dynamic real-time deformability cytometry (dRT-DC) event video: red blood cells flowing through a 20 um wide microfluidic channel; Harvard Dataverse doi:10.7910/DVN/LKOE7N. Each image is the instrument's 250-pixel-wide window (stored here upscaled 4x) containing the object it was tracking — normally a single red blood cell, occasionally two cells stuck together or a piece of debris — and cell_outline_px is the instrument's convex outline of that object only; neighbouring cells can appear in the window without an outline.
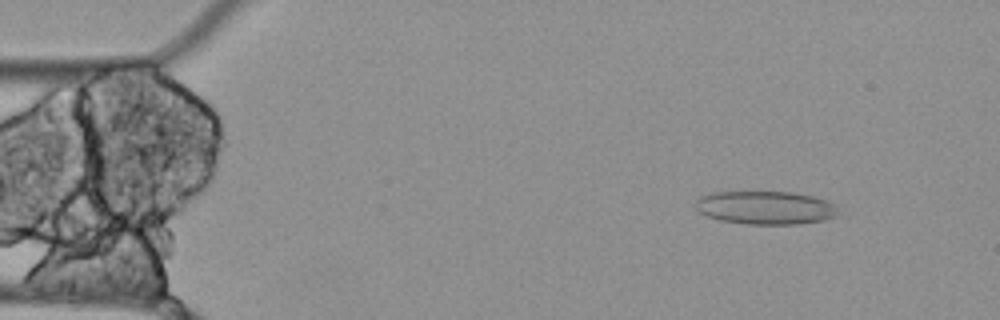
{"species": "Egyptian fruit bat (a non-hibernating species)", "species_latin": "Rousettus aegyptiacus", "temperature_condition": "cold", "stored_images_in_passage": 56, "camera_frame_rate_fps": 3000, "um_per_image_px": 0.085, "animal": {"sex": "female"}, "frame": {"image": 1, "passage_image": 7, "time_ms": 2.0, "image_size_px": [1000, 320], "cell_outline_px": [[836, 216], [824, 220], [800, 224], [748, 224], [720, 220], [708, 216], [700, 212], [692, 204], [700, 196], [712, 192], [792, 192], [812, 196], [828, 200], [836, 204]], "centroid_in_image_um": [65.05, 17.65], "position_along_channel_um": 19.9, "area_um2": 27.8}}
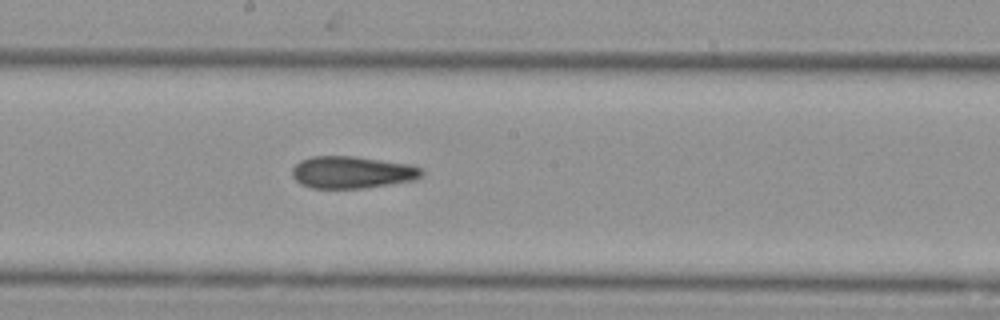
{"frame": {"image": 2, "passage_image": 30, "time_ms": 9.667, "image_size_px": [1000, 320], "cell_outline_px": [[424, 172], [420, 176], [412, 180], [364, 188], [312, 188], [300, 184], [292, 176], [292, 168], [300, 160], [312, 156], [352, 156], [412, 164], [420, 168]], "centroid_in_image_um": [29.89, 14.64], "position_along_channel_um": 218.3, "area_um2": 24.16}}
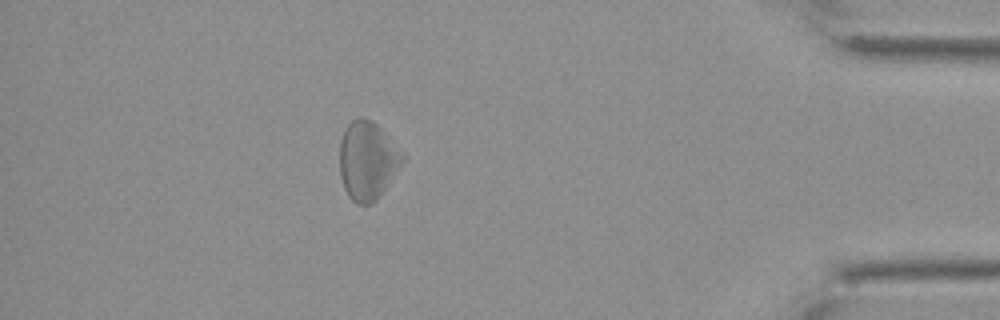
{"frame": {"image": 3, "passage_image": 50, "time_ms": 16.333, "image_size_px": [1000, 320], "cell_outline_px": [[404, 160], [380, 196], [372, 204], [356, 204], [348, 196], [344, 188], [340, 176], [340, 144], [344, 128], [352, 120], [360, 116], [364, 116], [372, 120], [380, 128], [404, 156]], "centroid_in_image_um": [31.2, 13.65], "position_along_channel_um": 404.0, "area_um2": 28.5}, "authors_computed_cell_mechanics": {"area_um2": 27.744, "velocity_mm_per_s": 3.4589, "shape_relaxation_time_tau1_ms": null, "shape_relaxation_time_tau2_ms": 7.5208, "deformation_change_tau1": null, "deformation_change_tau2": 0.1654}}